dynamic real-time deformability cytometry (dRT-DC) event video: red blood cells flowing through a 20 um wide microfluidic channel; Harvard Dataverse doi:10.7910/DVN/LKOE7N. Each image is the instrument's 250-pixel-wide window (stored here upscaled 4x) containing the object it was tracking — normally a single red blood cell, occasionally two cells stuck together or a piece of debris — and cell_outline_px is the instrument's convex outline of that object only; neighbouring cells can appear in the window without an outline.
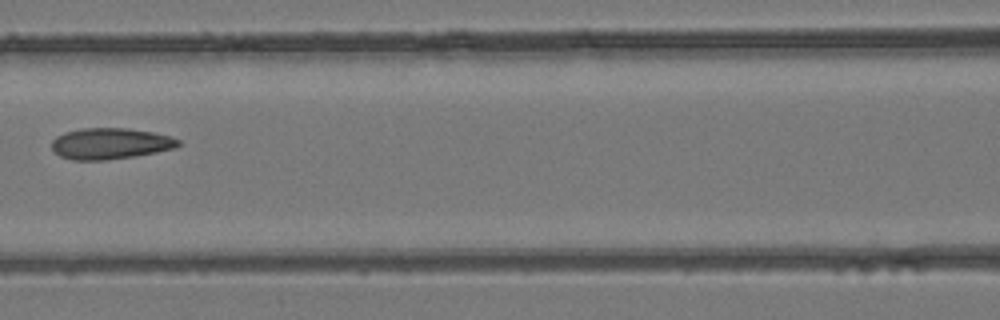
{"species": "common noctule bat (a hibernating species)", "species_latin": "Nyctalus noctula", "temperature_condition": "room temperature", "stored_images_in_passage": 3, "camera_frame_rate_fps": 3000, "um_per_image_px": 0.085, "animal": {"sex": "female", "body_mass_g": 24.6, "forearm_length_mm": 56.2}, "frame": {"image": 1, "passage_image": 3, "time_ms": 0.667, "image_size_px": [1000, 320], "cell_outline_px": [[184, 144], [176, 148], [136, 156], [108, 160], [72, 160], [60, 156], [52, 148], [52, 140], [56, 136], [64, 132], [80, 128], [128, 128], [152, 132], [172, 136], [180, 140]], "centroid_in_image_um": [9.41, 12.2], "position_along_channel_um": 157.2, "area_um2": 23.29}}